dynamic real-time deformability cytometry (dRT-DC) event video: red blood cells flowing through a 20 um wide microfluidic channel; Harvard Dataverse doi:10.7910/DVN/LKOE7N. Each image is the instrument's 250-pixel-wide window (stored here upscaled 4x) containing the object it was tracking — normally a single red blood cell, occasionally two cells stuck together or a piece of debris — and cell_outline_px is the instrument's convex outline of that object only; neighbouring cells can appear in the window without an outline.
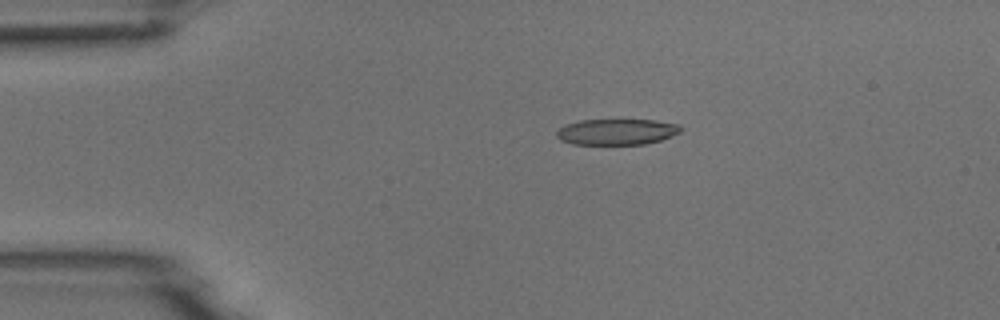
{"species": "common noctule bat (a hibernating species)", "species_latin": "Nyctalus noctula", "temperature_condition": "room temperature", "stored_images_in_passage": 4, "camera_frame_rate_fps": 3000, "um_per_image_px": 0.085, "animal": {"sex": "male", "body_mass_g": 18.8}, "frame": {"image": 1, "passage_image": 3, "time_ms": 2.333, "image_size_px": [1000, 320], "cell_outline_px": [[680, 132], [672, 136], [660, 140], [644, 144], [572, 144], [560, 140], [556, 136], [556, 132], [564, 124], [580, 120], [656, 120], [680, 124]], "centroid_in_image_um": [52.4, 11.2], "position_along_channel_um": 32.6, "area_um2": 18.79}}